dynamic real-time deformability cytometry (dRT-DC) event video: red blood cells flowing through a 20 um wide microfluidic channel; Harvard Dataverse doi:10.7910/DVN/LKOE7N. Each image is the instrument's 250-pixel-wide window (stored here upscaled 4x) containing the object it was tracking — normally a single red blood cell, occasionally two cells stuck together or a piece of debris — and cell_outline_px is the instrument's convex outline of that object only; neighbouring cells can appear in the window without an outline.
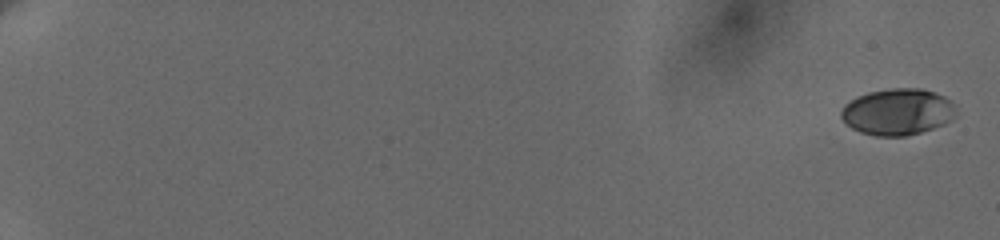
{"species": "human", "species_latin": "Homo sapiens", "temperature_condition": "cold", "stored_images_in_passage": 21, "camera_frame_rate_fps": 3000, "um_per_image_px": 0.085, "donor": {"sex": "female"}, "frame": {"image": 1, "passage_image": 1, "time_ms": 0.0, "image_size_px": [1000, 240], "cell_outline_px": [[956, 116], [952, 120], [944, 124], [920, 132], [904, 136], [876, 136], [860, 132], [852, 128], [840, 116], [840, 112], [844, 104], [856, 96], [868, 92], [892, 88], [920, 88], [944, 96], [952, 104]], "centroid_in_image_um": [76.26, 9.5], "position_along_channel_um": 8.7, "area_um2": 30.98}}
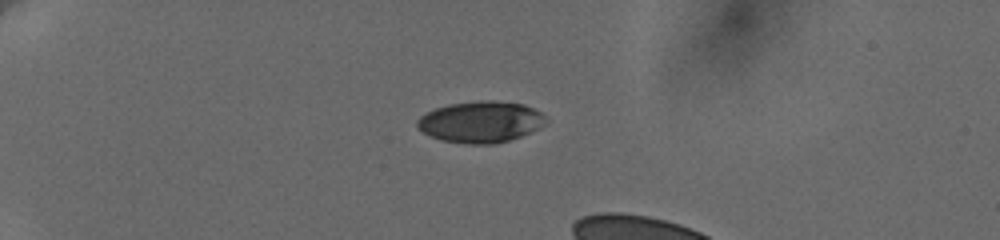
{"frame": {"image": 2, "passage_image": 15, "time_ms": 5.667, "image_size_px": [1000, 240], "cell_outline_px": [[548, 124], [540, 128], [520, 136], [508, 140], [492, 144], [472, 144], [440, 140], [416, 128], [416, 120], [420, 116], [436, 108], [448, 104], [480, 100], [492, 100], [524, 104], [540, 112], [544, 116]], "centroid_in_image_um": [40.86, 10.35], "position_along_channel_um": 44.1, "area_um2": 30.98}}
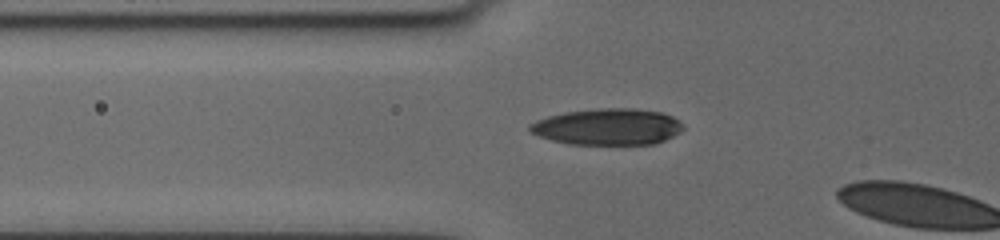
{"frame": {"image": 3, "passage_image": 20, "time_ms": 8.0, "image_size_px": [1000, 240], "cell_outline_px": [[684, 128], [680, 132], [656, 144], [568, 144], [552, 140], [540, 136], [532, 132], [528, 128], [528, 124], [536, 120], [548, 116], [564, 112], [600, 108], [632, 108], [660, 112], [672, 116], [684, 124]], "centroid_in_image_um": [51.66, 10.77], "position_along_channel_um": 74.1, "area_um2": 32.54}}